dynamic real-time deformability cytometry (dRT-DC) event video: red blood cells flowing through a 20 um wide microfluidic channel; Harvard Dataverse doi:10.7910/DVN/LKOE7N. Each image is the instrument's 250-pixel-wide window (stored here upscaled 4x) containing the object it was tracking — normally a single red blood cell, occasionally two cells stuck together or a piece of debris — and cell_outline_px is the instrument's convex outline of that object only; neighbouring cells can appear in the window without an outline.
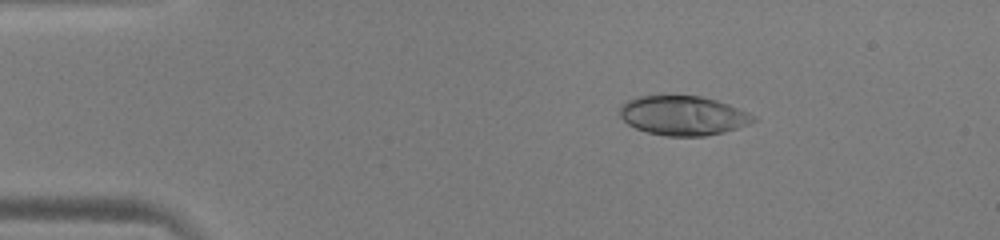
{"species": "human", "species_latin": "Homo sapiens", "temperature_condition": "warm", "stored_images_in_passage": 50, "camera_frame_rate_fps": 3000, "um_per_image_px": 0.085, "donor": {"sex": "male"}, "frame": {"image": 1, "passage_image": 8, "time_ms": 2.333, "image_size_px": [1000, 240], "cell_outline_px": [[756, 120], [748, 124], [724, 132], [704, 136], [664, 136], [648, 132], [636, 128], [628, 124], [620, 116], [620, 104], [636, 96], [700, 96], [716, 100], [728, 104], [748, 112], [756, 116]], "centroid_in_image_um": [58.05, 9.82], "position_along_channel_um": 27.0, "area_um2": 30.58}}
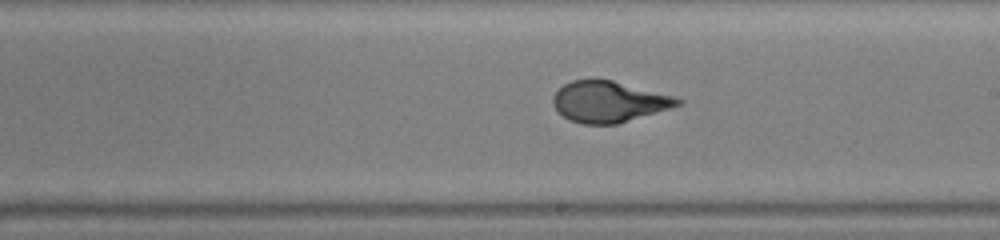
{"frame": {"image": 2, "passage_image": 29, "time_ms": 9.333, "image_size_px": [1000, 240], "cell_outline_px": [[684, 104], [616, 124], [584, 124], [572, 120], [564, 116], [552, 104], [552, 96], [564, 84], [572, 80], [612, 80], [672, 96], [684, 100]], "centroid_in_image_um": [51.76, 8.65], "position_along_channel_um": 237.2, "area_um2": 29.3}}
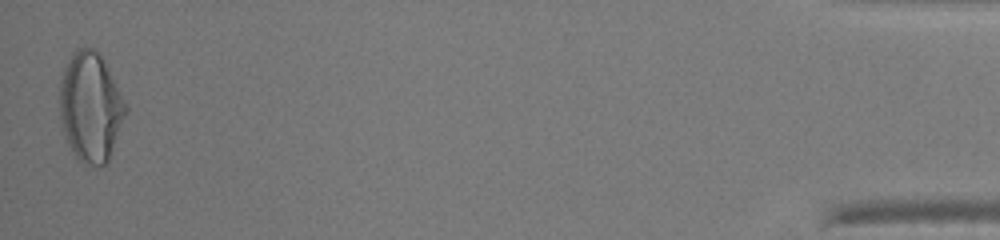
{"frame": {"image": 3, "passage_image": 50, "time_ms": 16.333, "image_size_px": [1000, 240], "cell_outline_px": [[128, 112], [108, 160], [104, 164], [84, 164], [76, 156], [64, 132], [60, 116], [60, 80], [64, 68], [72, 52], [76, 48], [96, 48], [104, 60], [128, 104]], "centroid_in_image_um": [7.73, 9.04], "position_along_channel_um": 427.5, "area_um2": 42.02}, "authors_computed_cell_mechanics": {"area_um2": 30.5762, "velocity_mm_per_s": 4.0292, "shape_relaxation_time_tau1_ms": 7.0656, "shape_relaxation_time_tau2_ms": null, "deformation_change_tau1": 0.2964, "deformation_change_tau2": null}}